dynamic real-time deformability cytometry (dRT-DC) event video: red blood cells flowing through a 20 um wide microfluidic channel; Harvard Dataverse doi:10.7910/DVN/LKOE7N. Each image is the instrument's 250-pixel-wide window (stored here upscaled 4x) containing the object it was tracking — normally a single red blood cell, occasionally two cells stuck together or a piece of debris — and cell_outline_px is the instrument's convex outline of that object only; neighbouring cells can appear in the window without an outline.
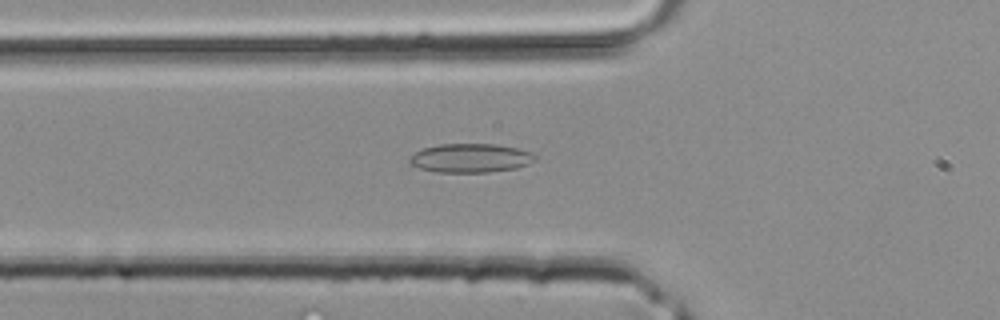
{"species": "common noctule bat (a hibernating species)", "species_latin": "Nyctalus noctula", "temperature_condition": "room temperature", "stored_images_in_passage": 39, "camera_frame_rate_fps": 3000, "um_per_image_px": 0.085, "animal": {"sex": "male", "body_mass_g": 20.4}, "frame": {"image": 1, "passage_image": 13, "time_ms": 4.0, "image_size_px": [1000, 320], "cell_outline_px": [[536, 160], [528, 164], [516, 168], [488, 172], [436, 172], [420, 168], [408, 164], [408, 156], [424, 148], [440, 144], [496, 144], [516, 148], [532, 152], [536, 156]], "centroid_in_image_um": [39.97, 13.43], "position_along_channel_um": 85.8, "area_um2": 21.21}}
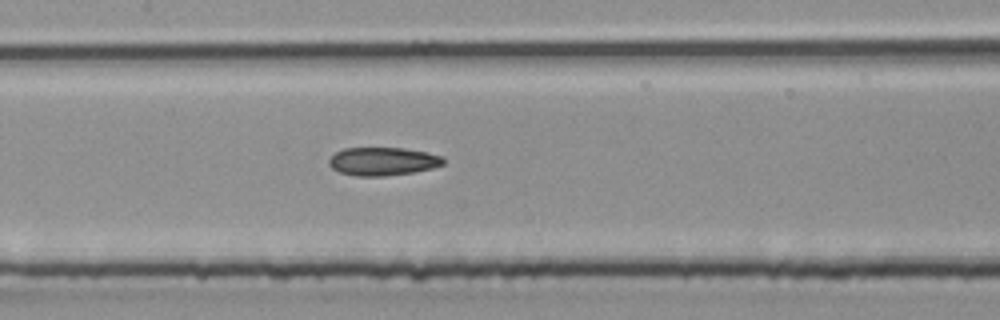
{"frame": {"image": 2, "passage_image": 18, "time_ms": 5.667, "image_size_px": [1000, 320], "cell_outline_px": [[444, 164], [432, 168], [412, 172], [384, 176], [356, 176], [340, 172], [332, 168], [328, 164], [328, 160], [336, 152], [344, 148], [404, 148], [424, 152], [440, 156], [444, 160]], "centroid_in_image_um": [32.5, 13.72], "position_along_channel_um": 174.9, "area_um2": 18.61}}
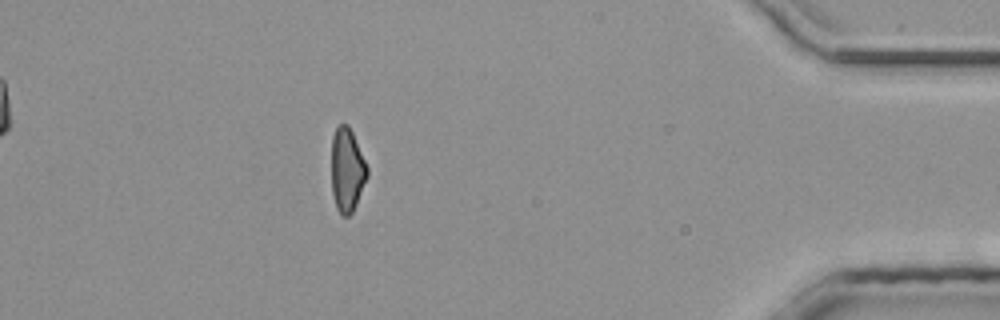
{"frame": {"image": 3, "passage_image": 34, "time_ms": 11.0, "image_size_px": [1000, 320], "cell_outline_px": [[368, 176], [356, 204], [352, 212], [348, 216], [340, 216], [336, 208], [332, 192], [332, 136], [336, 128], [340, 124], [348, 124], [352, 132], [368, 168]], "centroid_in_image_um": [29.49, 14.47], "position_along_channel_um": 405.7, "area_um2": 17.4}}